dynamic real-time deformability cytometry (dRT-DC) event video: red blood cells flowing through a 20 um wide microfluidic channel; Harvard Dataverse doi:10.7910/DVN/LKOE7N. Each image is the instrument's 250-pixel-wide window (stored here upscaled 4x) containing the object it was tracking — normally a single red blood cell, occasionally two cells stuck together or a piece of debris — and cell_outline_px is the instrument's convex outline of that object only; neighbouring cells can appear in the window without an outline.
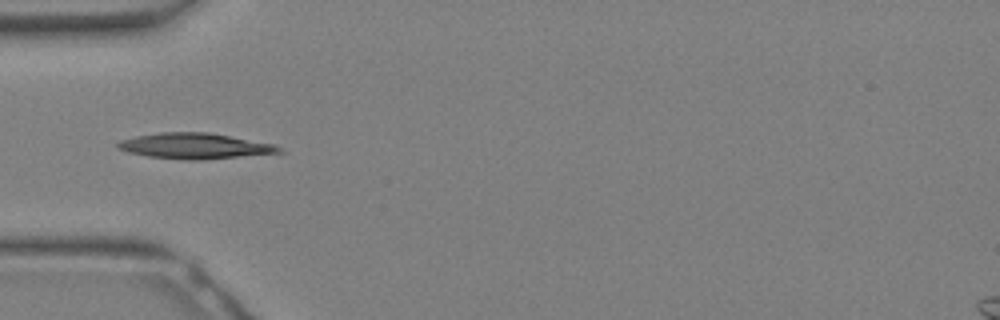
{"species": "Egyptian fruit bat (a non-hibernating species)", "species_latin": "Rousettus aegyptiacus", "temperature_condition": "warm", "stored_images_in_passage": 18, "camera_frame_rate_fps": 3000, "um_per_image_px": 0.085, "animal": {"sex": "female"}, "frame": {"image": 1, "passage_image": 7, "time_ms": 2.0, "image_size_px": [1000, 320], "cell_outline_px": [[284, 152], [200, 160], [188, 160], [148, 156], [128, 152], [116, 148], [116, 144], [120, 140], [136, 136], [160, 132], [208, 132], [276, 144]], "centroid_in_image_um": [16.55, 12.4], "position_along_channel_um": 68.5, "area_um2": 24.04}}
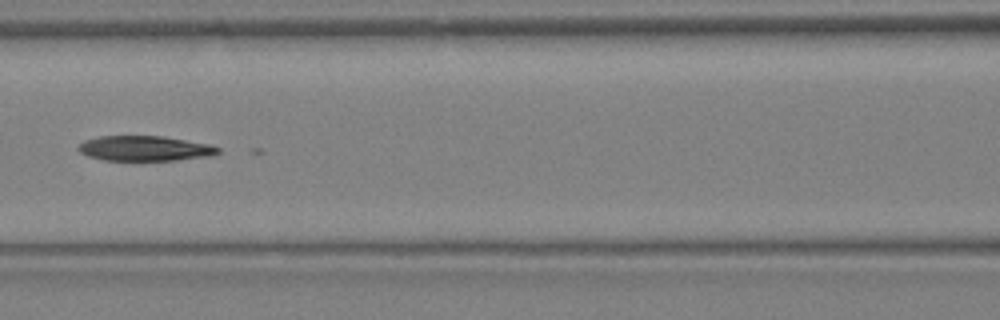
{"frame": {"image": 2, "passage_image": 11, "time_ms": 3.333, "image_size_px": [1000, 320], "cell_outline_px": [[220, 152], [212, 156], [176, 160], [104, 160], [88, 156], [80, 152], [76, 148], [84, 140], [100, 136], [164, 136], [212, 144], [220, 148]], "centroid_in_image_um": [12.35, 12.61], "position_along_channel_um": 154.3, "area_um2": 20.58}}
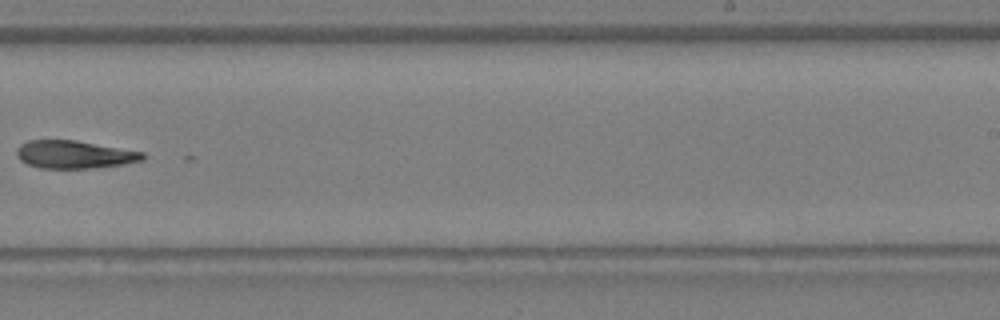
{"frame": {"image": 3, "passage_image": 17, "time_ms": 5.333, "image_size_px": [1000, 320], "cell_outline_px": [[144, 160], [120, 164], [88, 168], [40, 168], [28, 164], [20, 160], [16, 156], [16, 148], [20, 144], [28, 140], [76, 140], [144, 152]], "centroid_in_image_um": [6.27, 13.12], "position_along_channel_um": 282.7, "area_um2": 20.35}}